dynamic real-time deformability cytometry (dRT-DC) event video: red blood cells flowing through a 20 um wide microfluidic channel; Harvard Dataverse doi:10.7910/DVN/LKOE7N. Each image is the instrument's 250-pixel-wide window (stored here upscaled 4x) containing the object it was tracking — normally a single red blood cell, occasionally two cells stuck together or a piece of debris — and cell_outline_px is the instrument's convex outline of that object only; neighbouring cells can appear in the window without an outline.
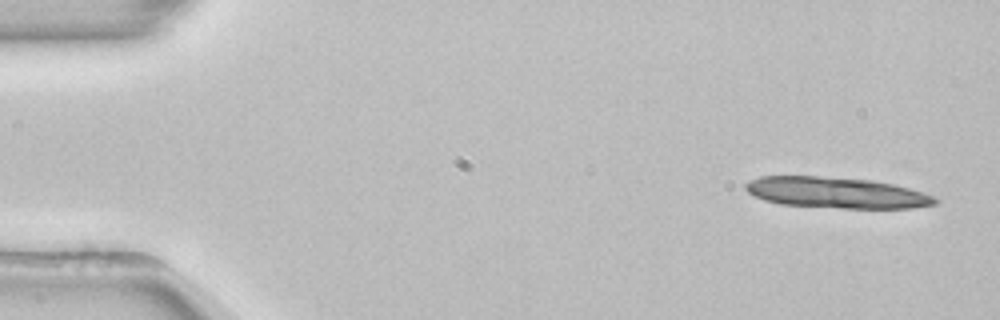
{"species": "common noctule bat (a hibernating species)", "species_latin": "Nyctalus noctula", "temperature_condition": "room temperature", "stored_images_in_passage": 13, "camera_frame_rate_fps": 3000, "um_per_image_px": 0.085, "animal": {"sex": "female", "body_mass_g": 22.7, "forearm_length_mm": 54.2}, "frame": {"image": 1, "passage_image": 2, "time_ms": 0.333, "image_size_px": [1000, 320], "cell_outline_px": [[940, 200], [936, 204], [912, 208], [840, 208], [780, 204], [764, 200], [752, 196], [744, 188], [744, 184], [748, 180], [760, 176], [820, 176], [872, 180], [892, 184], [908, 188], [932, 196]], "centroid_in_image_um": [71.02, 16.37], "position_along_channel_um": 14.0, "area_um2": 34.28}}